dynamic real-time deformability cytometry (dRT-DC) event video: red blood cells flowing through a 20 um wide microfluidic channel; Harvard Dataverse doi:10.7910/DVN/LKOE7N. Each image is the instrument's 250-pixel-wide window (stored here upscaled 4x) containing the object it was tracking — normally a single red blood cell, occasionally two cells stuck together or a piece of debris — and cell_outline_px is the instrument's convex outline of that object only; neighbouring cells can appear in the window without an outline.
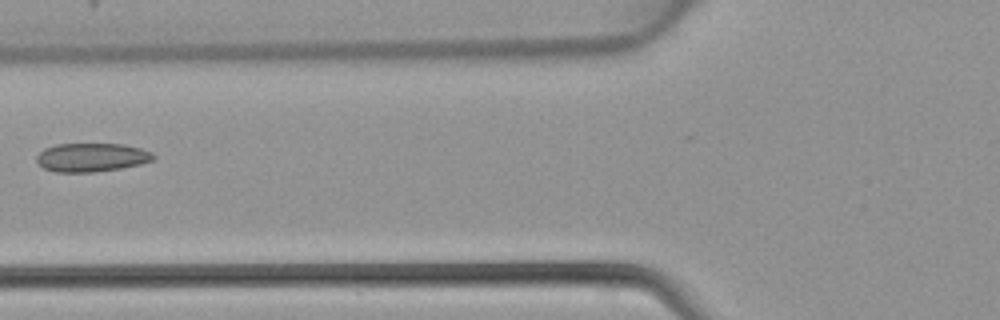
{"species": "common noctule bat (a hibernating species)", "species_latin": "Nyctalus noctula", "temperature_condition": "warm", "stored_images_in_passage": 5, "camera_frame_rate_fps": 3000, "um_per_image_px": 0.085, "animal": {"sex": "female", "body_mass_g": 22.7, "forearm_length_mm": 54.2}, "frame": {"image": 1, "passage_image": 5, "time_ms": 1.333, "image_size_px": [1000, 320], "cell_outline_px": [[156, 156], [152, 160], [140, 164], [120, 168], [96, 172], [56, 172], [44, 168], [36, 160], [36, 156], [44, 148], [56, 144], [124, 144], [140, 148], [152, 152]], "centroid_in_image_um": [7.78, 13.37], "position_along_channel_um": 118.0, "area_um2": 19.48}}